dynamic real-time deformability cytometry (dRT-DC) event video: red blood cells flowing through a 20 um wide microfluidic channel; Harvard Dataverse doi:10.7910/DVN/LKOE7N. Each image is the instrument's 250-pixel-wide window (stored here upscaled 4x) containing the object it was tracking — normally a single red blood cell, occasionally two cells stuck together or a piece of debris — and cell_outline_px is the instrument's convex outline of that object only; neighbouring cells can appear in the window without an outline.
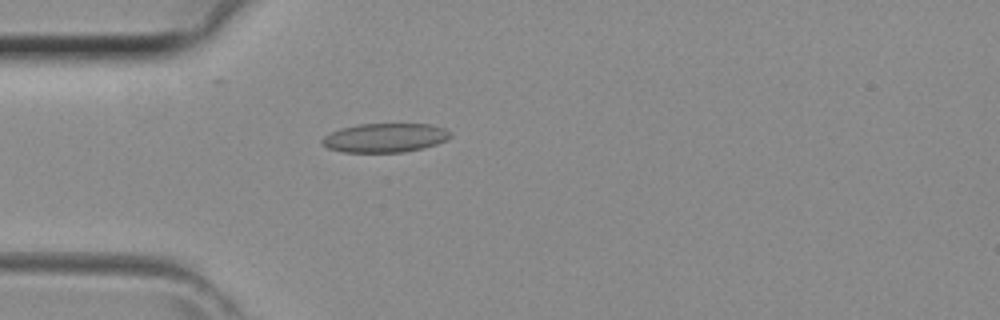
{"species": "common noctule bat (a hibernating species)", "species_latin": "Nyctalus noctula", "temperature_condition": "room temperature", "stored_images_in_passage": 38, "camera_frame_rate_fps": 3000, "um_per_image_px": 0.085, "animal": {"sex": "female", "body_mass_g": 29.2, "forearm_length_mm": 56.3}, "frame": {"image": 1, "passage_image": 7, "time_ms": 2.0, "image_size_px": [1000, 320], "cell_outline_px": [[452, 136], [448, 140], [424, 148], [404, 152], [344, 152], [328, 148], [320, 144], [320, 140], [324, 136], [340, 128], [356, 124], [432, 124], [444, 128], [452, 132]], "centroid_in_image_um": [32.74, 11.71], "position_along_channel_um": 52.3, "area_um2": 21.96}}
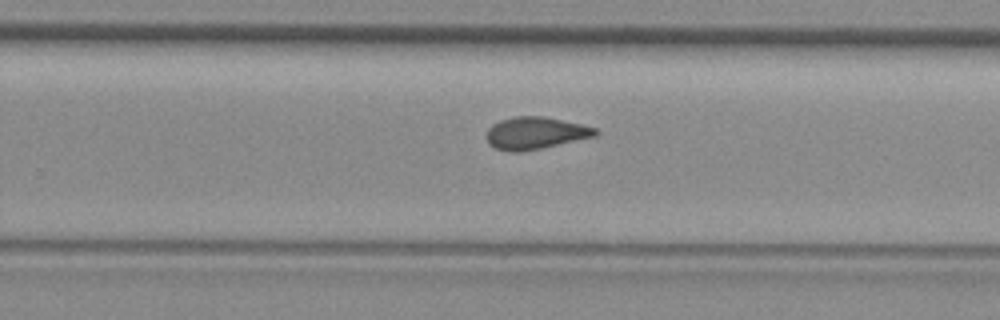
{"frame": {"image": 2, "passage_image": 22, "time_ms": 7.0, "image_size_px": [1000, 320], "cell_outline_px": [[600, 132], [596, 136], [540, 148], [520, 152], [508, 152], [496, 148], [488, 144], [484, 136], [488, 128], [492, 124], [500, 120], [516, 116], [544, 116], [580, 124], [596, 128]], "centroid_in_image_um": [45.46, 11.31], "position_along_channel_um": 284.3, "area_um2": 20.52}}
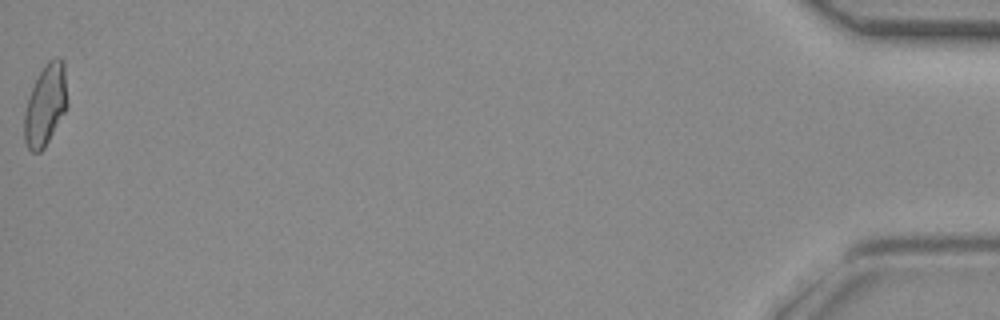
{"frame": {"image": 3, "passage_image": 38, "time_ms": 12.333, "image_size_px": [1000, 320], "cell_outline_px": [[68, 104], [64, 112], [44, 148], [40, 152], [32, 152], [28, 148], [24, 140], [24, 112], [32, 88], [44, 64], [48, 60], [56, 56], [64, 60], [68, 100]], "centroid_in_image_um": [3.88, 8.89], "position_along_channel_um": 431.3, "area_um2": 20.35}}